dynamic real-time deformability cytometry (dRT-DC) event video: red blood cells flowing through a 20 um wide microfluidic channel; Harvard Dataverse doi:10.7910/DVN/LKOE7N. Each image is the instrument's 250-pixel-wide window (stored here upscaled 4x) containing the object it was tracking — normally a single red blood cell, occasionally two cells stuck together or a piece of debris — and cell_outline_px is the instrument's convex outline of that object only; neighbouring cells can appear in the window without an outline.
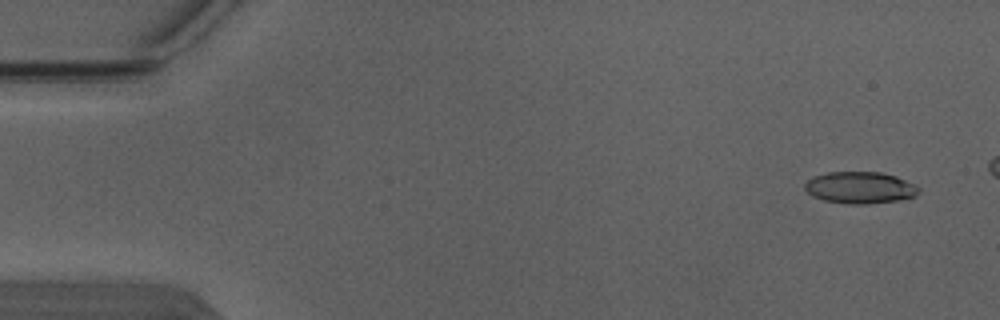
{"species": "Egyptian fruit bat (a non-hibernating species)", "species_latin": "Rousettus aegyptiacus", "temperature_condition": "warm", "stored_images_in_passage": 6, "segment_of_instrument_passage": [2, 2], "camera_frame_rate_fps": 3000, "um_per_image_px": 0.085, "animal": {"sex": "male"}, "frame": {"image": 1, "passage_image": 6, "time_ms": 1.667, "image_size_px": [1000, 320], "cell_outline_px": [[920, 192], [916, 196], [900, 200], [868, 204], [848, 204], [824, 200], [812, 196], [804, 188], [804, 184], [808, 180], [816, 176], [828, 172], [880, 172], [896, 176], [916, 184], [920, 188]], "centroid_in_image_um": [73.15, 15.95], "position_along_channel_um": 11.9, "area_um2": 21.21}}